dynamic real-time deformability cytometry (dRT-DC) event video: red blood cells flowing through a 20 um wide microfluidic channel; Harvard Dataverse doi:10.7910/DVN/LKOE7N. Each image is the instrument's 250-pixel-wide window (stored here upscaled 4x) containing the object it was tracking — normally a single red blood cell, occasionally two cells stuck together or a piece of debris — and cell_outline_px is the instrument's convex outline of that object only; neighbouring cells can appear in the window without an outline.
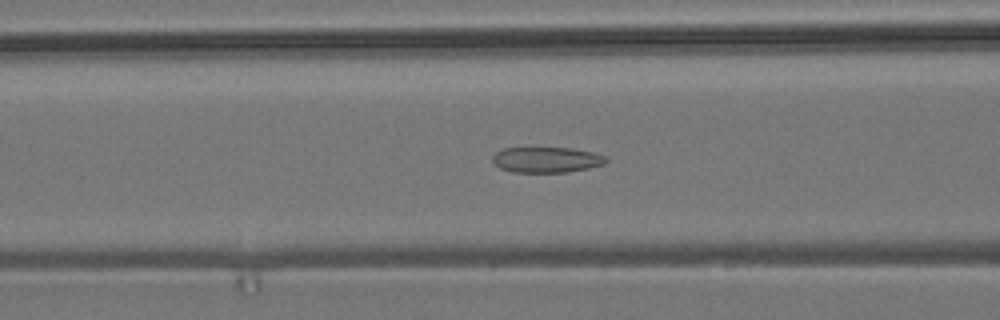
{"species": "common noctule bat (a hibernating species)", "species_latin": "Nyctalus noctula", "temperature_condition": "room temperature", "stored_images_in_passage": 55, "camera_frame_rate_fps": 3000, "um_per_image_px": 0.085, "animal": {"sex": "male", "body_mass_g": 19.2, "forearm_length_mm": 51.8}, "frame": {"image": 1, "passage_image": 22, "time_ms": 7.0, "image_size_px": [1000, 320], "cell_outline_px": [[608, 160], [604, 164], [588, 168], [568, 172], [512, 172], [500, 168], [492, 160], [492, 156], [496, 152], [504, 148], [532, 144], [572, 148], [592, 152], [608, 156]], "centroid_in_image_um": [46.43, 13.52], "position_along_channel_um": 120.2, "area_um2": 17.92}}
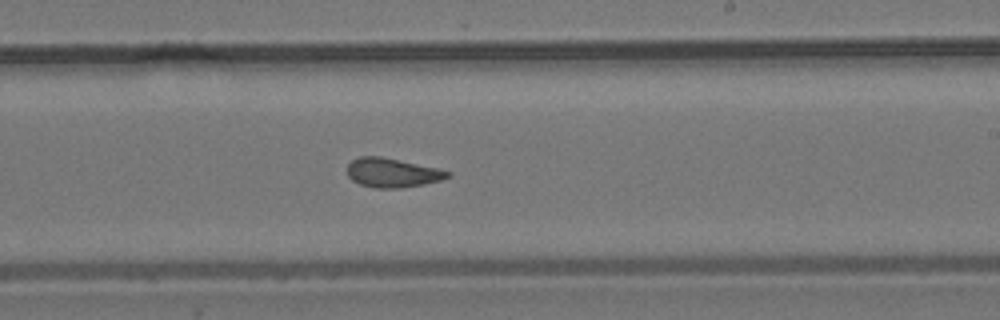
{"frame": {"image": 2, "passage_image": 33, "time_ms": 10.667, "image_size_px": [1000, 320], "cell_outline_px": [[452, 176], [444, 180], [424, 184], [400, 188], [372, 188], [360, 184], [352, 180], [348, 176], [348, 164], [352, 160], [360, 156], [380, 156], [436, 168], [452, 172]], "centroid_in_image_um": [33.37, 14.69], "position_along_channel_um": 255.6, "area_um2": 17.11}}
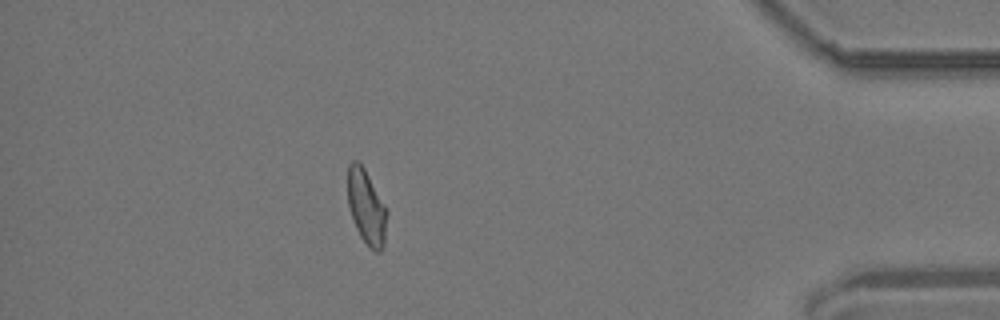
{"frame": {"image": 3, "passage_image": 49, "time_ms": 16.0, "image_size_px": [1000, 320], "cell_outline_px": [[388, 216], [384, 244], [380, 252], [376, 252], [360, 236], [356, 228], [348, 204], [348, 164], [352, 160], [356, 160], [364, 168], [384, 204], [388, 212]], "centroid_in_image_um": [31.16, 17.6], "position_along_channel_um": 404.0, "area_um2": 16.82}, "authors_computed_cell_mechanics": {"area_um2": 17.5712, "velocity_mm_per_s": 3.6972, "shape_relaxation_time_tau1_ms": null, "shape_relaxation_time_tau2_ms": 2.323, "deformation_change_tau1": null, "deformation_change_tau2": 0.0915}}